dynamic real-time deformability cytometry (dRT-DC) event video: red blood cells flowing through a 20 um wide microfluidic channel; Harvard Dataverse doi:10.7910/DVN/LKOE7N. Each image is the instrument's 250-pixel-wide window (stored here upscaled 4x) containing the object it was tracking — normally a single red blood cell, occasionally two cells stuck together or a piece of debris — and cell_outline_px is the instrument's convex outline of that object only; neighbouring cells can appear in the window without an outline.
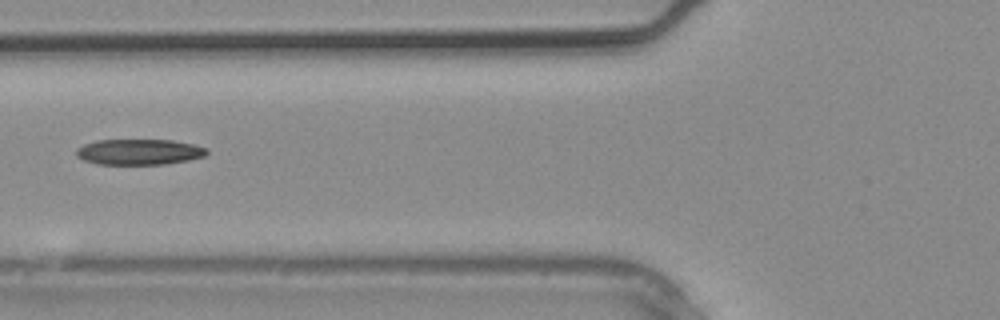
{"species": "common noctule bat (a hibernating species)", "species_latin": "Nyctalus noctula", "temperature_condition": "warm", "stored_images_in_passage": 2, "camera_frame_rate_fps": 3000, "um_per_image_px": 0.085, "animal": {"sex": "male", "body_mass_g": 20.4}, "frame": {"image": 1, "passage_image": 2, "time_ms": 0.333, "image_size_px": [1000, 320], "cell_outline_px": [[208, 152], [204, 156], [188, 160], [164, 164], [96, 164], [84, 160], [76, 156], [76, 148], [84, 144], [96, 140], [172, 140], [192, 144], [208, 148]], "centroid_in_image_um": [11.8, 12.91], "position_along_channel_um": 114.0, "area_um2": 19.54}}